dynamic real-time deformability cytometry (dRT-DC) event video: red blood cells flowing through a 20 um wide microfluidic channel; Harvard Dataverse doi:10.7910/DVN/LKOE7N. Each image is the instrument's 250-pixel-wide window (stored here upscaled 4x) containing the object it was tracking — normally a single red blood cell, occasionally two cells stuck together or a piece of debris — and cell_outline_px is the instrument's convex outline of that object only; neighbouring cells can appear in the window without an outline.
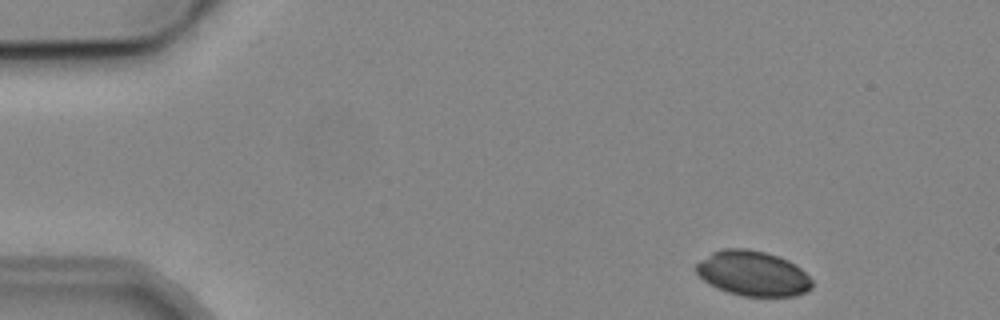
{"species": "common noctule bat (a hibernating species)", "species_latin": "Nyctalus noctula", "temperature_condition": "cold", "stored_images_in_passage": 5, "camera_frame_rate_fps": 3000, "um_per_image_px": 0.085, "animal": {"sex": "male", "body_mass_g": 19.2, "forearm_length_mm": 51.8}, "frame": {"image": 1, "passage_image": 1, "time_ms": 0.0, "image_size_px": [1000, 320], "cell_outline_px": [[812, 288], [808, 292], [796, 296], [744, 296], [728, 292], [716, 288], [704, 280], [696, 272], [696, 264], [700, 260], [712, 252], [724, 248], [744, 248], [764, 252], [780, 256], [796, 264], [812, 280]], "centroid_in_image_um": [64.01, 23.24], "position_along_channel_um": 21.0, "area_um2": 30.52}}